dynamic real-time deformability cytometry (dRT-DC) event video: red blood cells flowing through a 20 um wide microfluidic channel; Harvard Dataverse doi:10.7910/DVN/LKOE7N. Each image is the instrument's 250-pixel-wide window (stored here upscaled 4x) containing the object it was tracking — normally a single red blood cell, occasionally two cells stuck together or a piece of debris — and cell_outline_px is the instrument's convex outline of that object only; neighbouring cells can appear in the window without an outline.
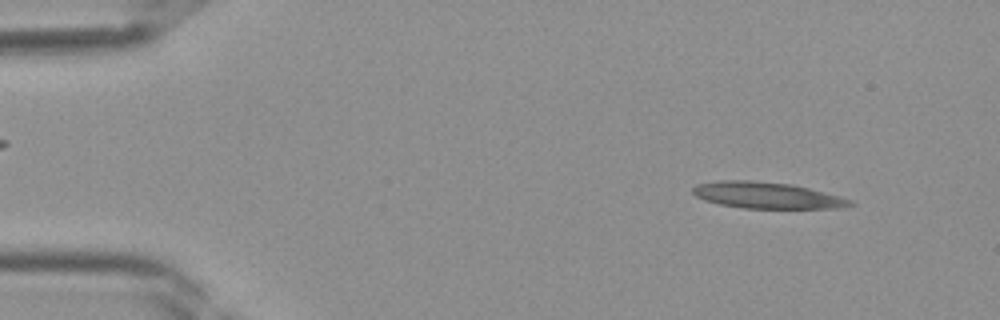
{"species": "Egyptian fruit bat (a non-hibernating species)", "species_latin": "Rousettus aegyptiacus", "temperature_condition": "room temperature", "stored_images_in_passage": 38, "camera_frame_rate_fps": 3000, "um_per_image_px": 0.085, "frame": {"image": 1, "passage_image": 3, "time_ms": 0.667, "image_size_px": [1000, 320], "cell_outline_px": [[856, 204], [840, 208], [744, 208], [720, 204], [704, 200], [696, 196], [692, 192], [692, 188], [696, 184], [716, 180], [752, 180], [792, 184], [808, 188], [852, 200]], "centroid_in_image_um": [65.14, 16.59], "position_along_channel_um": 19.9, "area_um2": 24.1}}
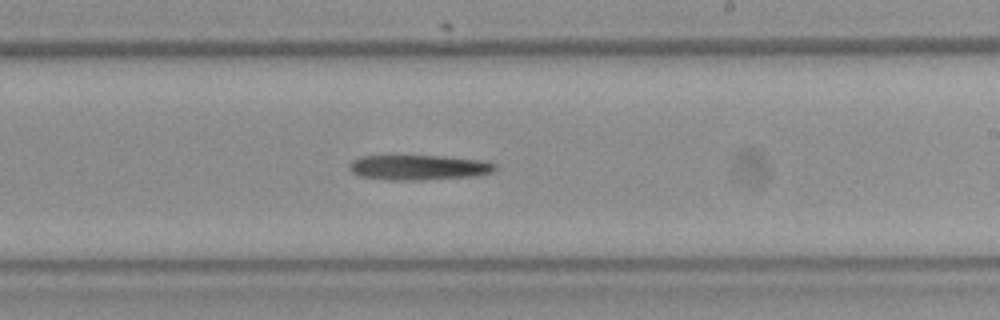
{"frame": {"image": 2, "passage_image": 22, "time_ms": 7.0, "image_size_px": [1000, 320], "cell_outline_px": [[496, 168], [492, 172], [476, 176], [424, 180], [388, 180], [360, 176], [352, 172], [348, 168], [348, 164], [352, 160], [360, 156], [444, 156], [484, 160], [496, 164]], "centroid_in_image_um": [35.59, 14.23], "position_along_channel_um": 253.4, "area_um2": 21.5}}
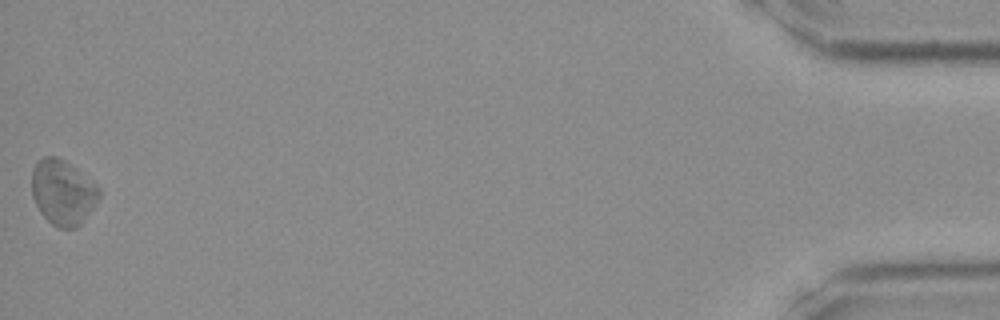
{"frame": {"image": 3, "passage_image": 38, "time_ms": 12.333, "image_size_px": [1000, 320], "cell_outline_px": [[100, 196], [80, 224], [76, 228], [60, 228], [52, 224], [40, 212], [32, 196], [32, 168], [36, 160], [44, 156], [56, 156], [64, 160], [96, 184], [100, 188]], "centroid_in_image_um": [5.3, 16.32], "position_along_channel_um": 429.9, "area_um2": 25.32}}